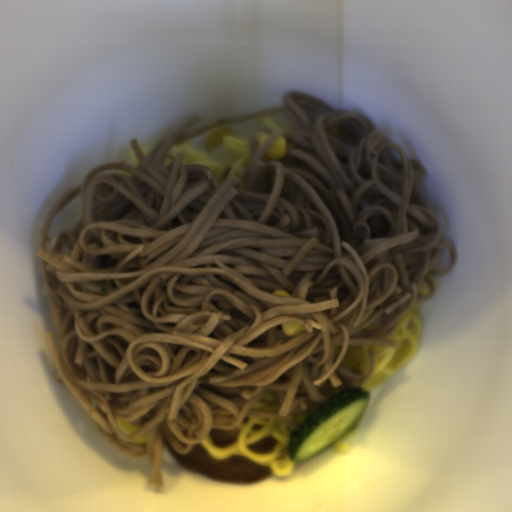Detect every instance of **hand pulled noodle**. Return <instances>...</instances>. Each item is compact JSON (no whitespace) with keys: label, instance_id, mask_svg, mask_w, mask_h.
I'll list each match as a JSON object with an SVG mask.
<instances>
[{"label":"hand pulled noodle","instance_id":"14784b9a","mask_svg":"<svg viewBox=\"0 0 512 512\" xmlns=\"http://www.w3.org/2000/svg\"><path fill=\"white\" fill-rule=\"evenodd\" d=\"M235 428L237 433L233 441L226 446H217L209 433L199 443L212 457L223 460L234 456L245 457L259 465L269 467L270 473L276 477L287 478L295 471L299 461H292L286 448L291 436V429L287 427L286 420L248 416ZM267 437H273L278 443L270 453L255 454L248 448V444Z\"/></svg>","mask_w":512,"mask_h":512},{"label":"hand pulled noodle","instance_id":"772679e5","mask_svg":"<svg viewBox=\"0 0 512 512\" xmlns=\"http://www.w3.org/2000/svg\"><path fill=\"white\" fill-rule=\"evenodd\" d=\"M181 152L180 164H206L220 184L238 176L249 165L248 141L240 139L231 129L221 127L209 133L200 148L189 141L169 148L167 153Z\"/></svg>","mask_w":512,"mask_h":512},{"label":"hand pulled noodle","instance_id":"2289bc40","mask_svg":"<svg viewBox=\"0 0 512 512\" xmlns=\"http://www.w3.org/2000/svg\"><path fill=\"white\" fill-rule=\"evenodd\" d=\"M418 303L401 321L394 334L388 340H396V347H376V366L370 378L359 385L367 392L384 384L403 366L412 360L418 350L419 338L423 331V322L417 315Z\"/></svg>","mask_w":512,"mask_h":512},{"label":"hand pulled noodle","instance_id":"bd1af8b7","mask_svg":"<svg viewBox=\"0 0 512 512\" xmlns=\"http://www.w3.org/2000/svg\"><path fill=\"white\" fill-rule=\"evenodd\" d=\"M341 364L347 369H358L363 375H367L370 370L369 346L367 344L348 346Z\"/></svg>","mask_w":512,"mask_h":512},{"label":"hand pulled noodle","instance_id":"8796e031","mask_svg":"<svg viewBox=\"0 0 512 512\" xmlns=\"http://www.w3.org/2000/svg\"><path fill=\"white\" fill-rule=\"evenodd\" d=\"M278 391L269 390L258 401L253 403L252 410H275L280 406Z\"/></svg>","mask_w":512,"mask_h":512},{"label":"hand pulled noodle","instance_id":"2babfb4a","mask_svg":"<svg viewBox=\"0 0 512 512\" xmlns=\"http://www.w3.org/2000/svg\"><path fill=\"white\" fill-rule=\"evenodd\" d=\"M321 407V403H315L308 405V410H302L300 404L292 411L295 414L294 420L296 423H300L307 417H309L312 413H314L317 409Z\"/></svg>","mask_w":512,"mask_h":512},{"label":"hand pulled noodle","instance_id":"6c469fb5","mask_svg":"<svg viewBox=\"0 0 512 512\" xmlns=\"http://www.w3.org/2000/svg\"><path fill=\"white\" fill-rule=\"evenodd\" d=\"M356 428L353 427L352 430H350L348 433H346L344 436L339 438L337 441L334 442L333 449L336 453H346L348 452L349 448L348 446L344 445L343 442L345 439L350 438L353 435H356Z\"/></svg>","mask_w":512,"mask_h":512},{"label":"hand pulled noodle","instance_id":"7befea95","mask_svg":"<svg viewBox=\"0 0 512 512\" xmlns=\"http://www.w3.org/2000/svg\"><path fill=\"white\" fill-rule=\"evenodd\" d=\"M115 423L120 432H123L129 436L137 432L139 429V426H137L136 424L124 422L118 418L115 420Z\"/></svg>","mask_w":512,"mask_h":512},{"label":"hand pulled noodle","instance_id":"3b3798af","mask_svg":"<svg viewBox=\"0 0 512 512\" xmlns=\"http://www.w3.org/2000/svg\"><path fill=\"white\" fill-rule=\"evenodd\" d=\"M260 122H261L260 130H263V131L283 130L277 126V124L274 122V120L271 118L270 115L267 117H261Z\"/></svg>","mask_w":512,"mask_h":512},{"label":"hand pulled noodle","instance_id":"bf56072c","mask_svg":"<svg viewBox=\"0 0 512 512\" xmlns=\"http://www.w3.org/2000/svg\"><path fill=\"white\" fill-rule=\"evenodd\" d=\"M126 162L132 163L135 167L140 163L132 149L129 151L127 155Z\"/></svg>","mask_w":512,"mask_h":512},{"label":"hand pulled noodle","instance_id":"6cfec5ef","mask_svg":"<svg viewBox=\"0 0 512 512\" xmlns=\"http://www.w3.org/2000/svg\"><path fill=\"white\" fill-rule=\"evenodd\" d=\"M139 147H140L142 153L144 154V156L146 157L153 146H149L146 144H140Z\"/></svg>","mask_w":512,"mask_h":512},{"label":"hand pulled noodle","instance_id":"be7c8225","mask_svg":"<svg viewBox=\"0 0 512 512\" xmlns=\"http://www.w3.org/2000/svg\"><path fill=\"white\" fill-rule=\"evenodd\" d=\"M136 444H145L146 442H148L147 440V432L145 434H143L142 436H140L137 440L134 441Z\"/></svg>","mask_w":512,"mask_h":512}]
</instances>
